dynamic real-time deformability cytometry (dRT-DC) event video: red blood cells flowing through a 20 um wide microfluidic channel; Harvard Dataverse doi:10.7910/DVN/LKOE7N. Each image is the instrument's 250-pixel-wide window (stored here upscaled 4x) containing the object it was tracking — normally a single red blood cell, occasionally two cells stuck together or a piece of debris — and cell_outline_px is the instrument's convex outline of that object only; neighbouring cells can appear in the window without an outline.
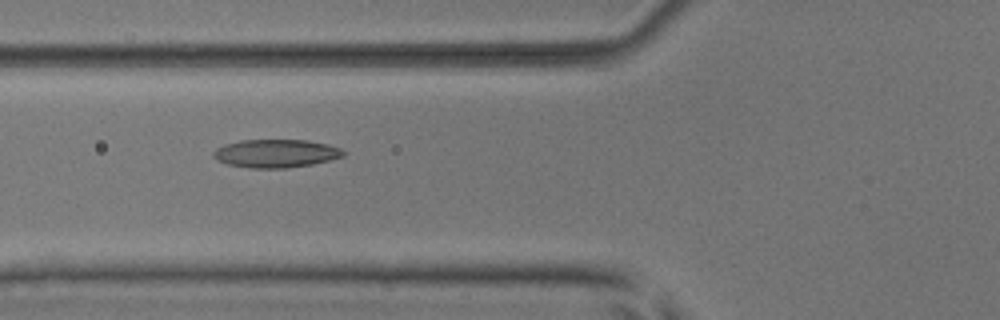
{"species": "common noctule bat (a hibernating species)", "species_latin": "Nyctalus noctula", "temperature_condition": "room temperature", "stored_images_in_passage": 3, "camera_frame_rate_fps": 3000, "um_per_image_px": 0.085, "animal": {"sex": "male", "body_mass_g": 17.9, "forearm_length_mm": 54.2}, "frame": {"image": 1, "passage_image": 3, "time_ms": 2.0, "image_size_px": [1000, 320], "cell_outline_px": [[344, 156], [312, 164], [288, 168], [252, 168], [228, 164], [216, 160], [212, 156], [212, 152], [216, 148], [224, 144], [240, 140], [304, 140], [328, 144], [340, 148], [344, 152]], "centroid_in_image_um": [23.41, 13.04], "position_along_channel_um": 102.4, "area_um2": 21.33}}